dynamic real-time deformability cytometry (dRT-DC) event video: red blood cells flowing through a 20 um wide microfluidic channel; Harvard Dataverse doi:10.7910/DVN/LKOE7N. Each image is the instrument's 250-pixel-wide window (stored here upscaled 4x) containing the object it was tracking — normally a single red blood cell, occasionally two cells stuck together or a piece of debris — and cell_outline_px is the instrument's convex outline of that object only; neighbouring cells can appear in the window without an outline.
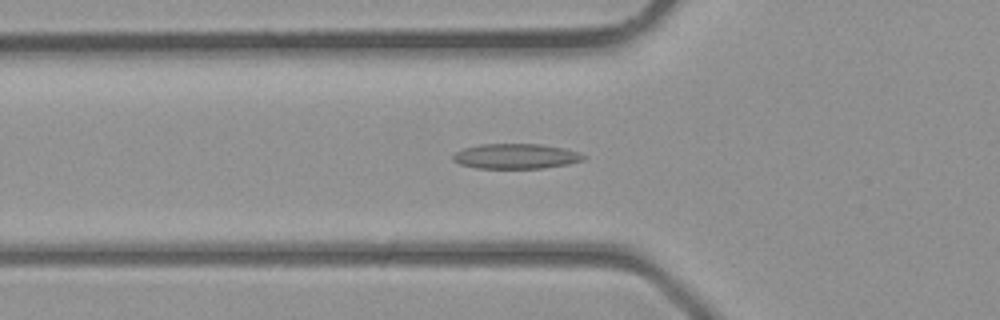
{"species": "common noctule bat (a hibernating species)", "species_latin": "Nyctalus noctula", "temperature_condition": "room temperature", "stored_images_in_passage": 28, "camera_frame_rate_fps": 3000, "um_per_image_px": 0.085, "animal": {"sex": "male", "body_mass_g": 23.1, "forearm_length_mm": 52.7}, "frame": {"image": 1, "passage_image": 2, "time_ms": 0.333, "image_size_px": [1000, 320], "cell_outline_px": [[588, 156], [584, 160], [568, 164], [544, 168], [476, 168], [460, 164], [452, 160], [452, 156], [456, 152], [464, 148], [480, 144], [540, 144], [564, 148], [580, 152]], "centroid_in_image_um": [43.88, 13.28], "position_along_channel_um": 81.9, "area_um2": 19.19}}
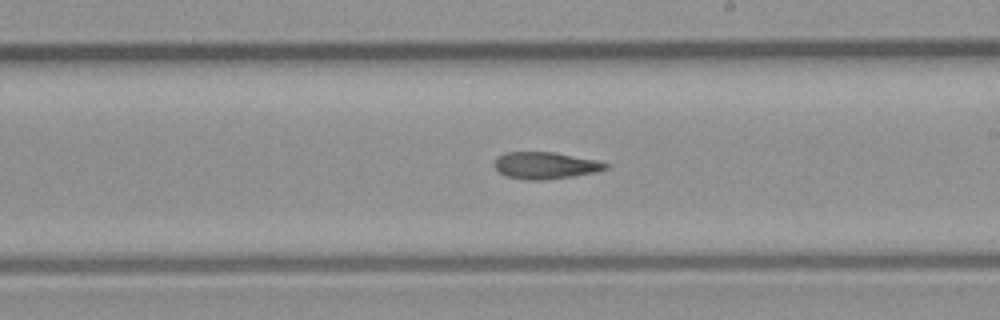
{"frame": {"image": 2, "passage_image": 11, "time_ms": 3.333, "image_size_px": [1000, 320], "cell_outline_px": [[608, 168], [596, 172], [572, 176], [540, 180], [528, 180], [504, 176], [496, 168], [496, 156], [504, 152], [556, 152], [596, 160], [608, 164]], "centroid_in_image_um": [46.34, 14.05], "position_along_channel_um": 242.7, "area_um2": 17.34}}
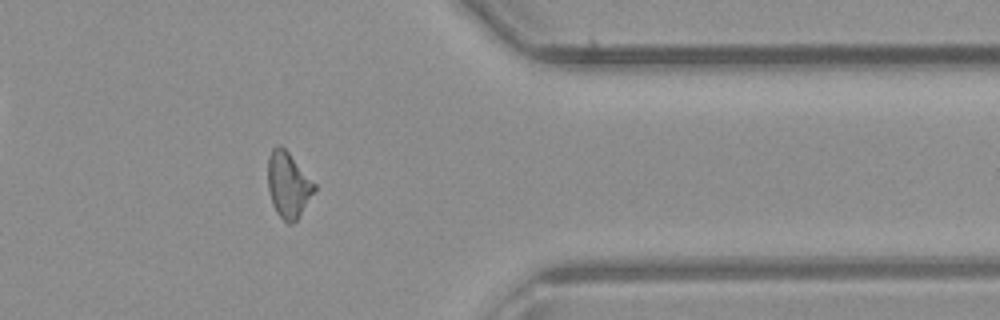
{"frame": {"image": 3, "passage_image": 20, "time_ms": 6.333, "image_size_px": [1000, 320], "cell_outline_px": [[316, 188], [296, 220], [292, 224], [288, 224], [276, 212], [272, 204], [268, 188], [268, 156], [272, 148], [276, 144], [280, 144], [288, 152], [316, 184]], "centroid_in_image_um": [24.47, 15.69], "position_along_channel_um": 386.9, "area_um2": 17.63}}